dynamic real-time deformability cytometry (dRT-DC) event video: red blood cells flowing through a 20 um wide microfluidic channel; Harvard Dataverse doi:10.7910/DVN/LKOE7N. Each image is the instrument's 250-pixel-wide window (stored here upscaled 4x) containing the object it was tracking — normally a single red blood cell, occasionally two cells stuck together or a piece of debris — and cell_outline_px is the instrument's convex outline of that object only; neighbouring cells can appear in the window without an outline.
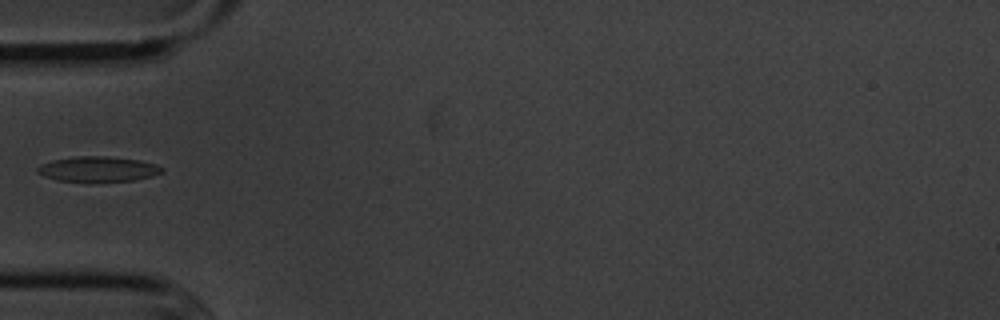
{"species": "common noctule bat (a hibernating species)", "species_latin": "Nyctalus noctula", "temperature_condition": "cold", "stored_images_in_passage": 5, "camera_frame_rate_fps": 3000, "um_per_image_px": 0.085, "animal": {"sex": "male", "body_mass_g": 20.1, "forearm_length_mm": 53.5}, "frame": {"image": 1, "passage_image": 5, "time_ms": 5.333, "image_size_px": [1000, 320], "cell_outline_px": [[164, 172], [152, 176], [132, 180], [96, 184], [92, 184], [56, 180], [44, 176], [36, 172], [36, 168], [40, 164], [52, 160], [76, 156], [108, 156], [140, 160], [156, 164], [164, 168]], "centroid_in_image_um": [8.31, 14.41], "position_along_channel_um": 76.7, "area_um2": 19.13}}